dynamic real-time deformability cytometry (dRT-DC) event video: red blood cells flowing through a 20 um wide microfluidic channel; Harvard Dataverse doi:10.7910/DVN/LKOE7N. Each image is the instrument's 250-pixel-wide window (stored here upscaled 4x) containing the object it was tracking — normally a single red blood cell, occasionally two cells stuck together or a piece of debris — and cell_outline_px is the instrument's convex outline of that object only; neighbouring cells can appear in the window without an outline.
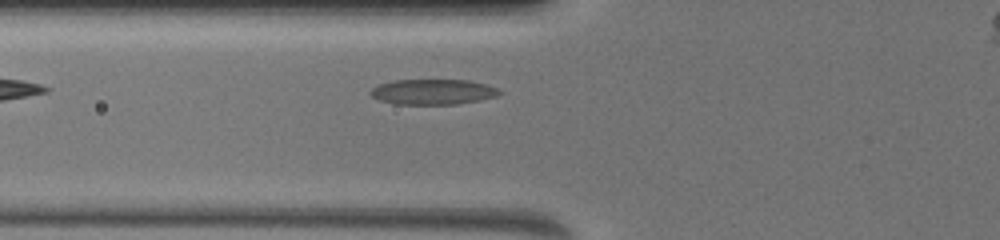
{"species": "common noctule bat (a hibernating species)", "species_latin": "Nyctalus noctula", "temperature_condition": "warm", "stored_images_in_passage": 17, "camera_frame_rate_fps": 3000, "um_per_image_px": 0.085, "animal": {"sex": "female", "body_mass_g": 19.5, "forearm_length_mm": 54.1}, "frame": {"image": 1, "passage_image": 2, "time_ms": 0.667, "image_size_px": [1000, 240], "cell_outline_px": [[504, 92], [496, 96], [480, 100], [456, 104], [396, 104], [380, 100], [372, 96], [368, 92], [372, 88], [380, 84], [396, 80], [468, 80], [488, 84]], "centroid_in_image_um": [36.83, 7.8], "position_along_channel_um": 89.0, "area_um2": 19.02}}
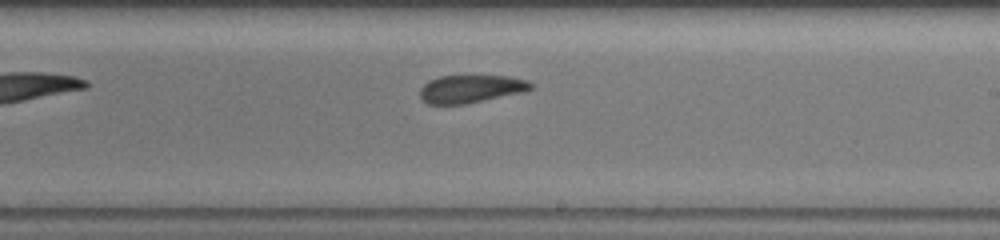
{"frame": {"image": 2, "passage_image": 9, "time_ms": 4.667, "image_size_px": [1000, 240], "cell_outline_px": [[532, 88], [520, 92], [464, 104], [428, 104], [420, 100], [420, 88], [428, 80], [440, 76], [508, 76], [528, 80], [532, 84]], "centroid_in_image_um": [39.95, 7.55], "position_along_channel_um": 249.1, "area_um2": 17.8}}
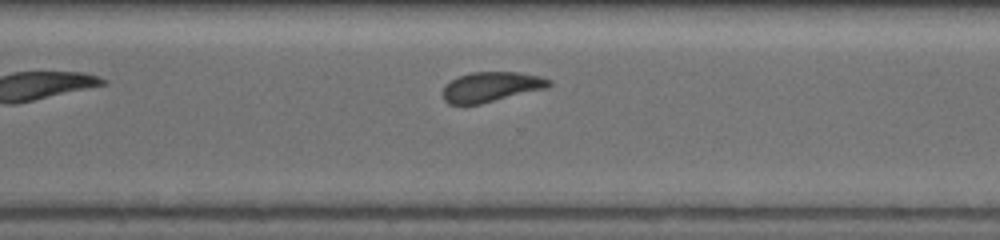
{"frame": {"image": 3, "passage_image": 12, "time_ms": 6.667, "image_size_px": [1000, 240], "cell_outline_px": [[552, 84], [548, 88], [480, 104], [448, 104], [444, 100], [440, 92], [444, 84], [460, 76], [472, 72], [520, 72], [540, 76], [552, 80]], "centroid_in_image_um": [41.74, 7.38], "position_along_channel_um": 328.9, "area_um2": 18.79}, "authors_computed_cell_mechanics": {"area_um2": 18.785, "velocity_mm_per_s": 4.0031, "shape_relaxation_time_tau1_ms": 4.803, "shape_relaxation_time_tau2_ms": 2.6016, "deformation_change_tau1": 0.1201, "deformation_change_tau2": 0.0963}}